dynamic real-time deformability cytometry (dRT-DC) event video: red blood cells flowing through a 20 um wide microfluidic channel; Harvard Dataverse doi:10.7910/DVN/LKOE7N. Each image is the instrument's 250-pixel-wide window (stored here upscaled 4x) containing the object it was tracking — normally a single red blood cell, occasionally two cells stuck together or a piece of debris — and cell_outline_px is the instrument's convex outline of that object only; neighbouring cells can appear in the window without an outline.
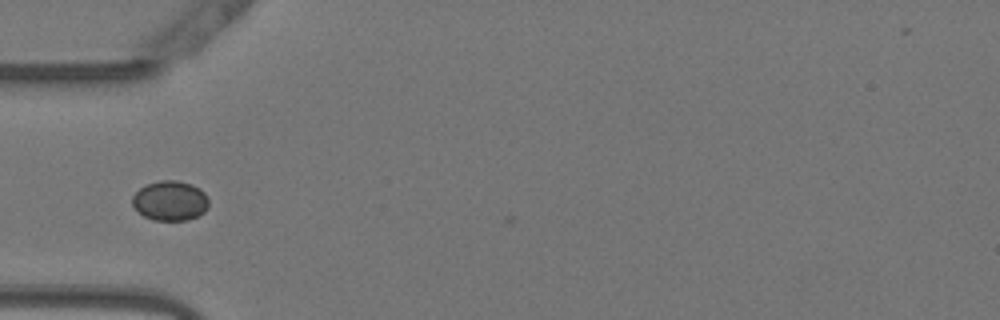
{"species": "Egyptian fruit bat (a non-hibernating species)", "species_latin": "Rousettus aegyptiacus", "temperature_condition": "warm", "stored_images_in_passage": 4, "camera_frame_rate_fps": 3000, "um_per_image_px": 0.085, "animal": {"sex": "female"}, "frame": {"image": 1, "passage_image": 1, "time_ms": 0.0, "image_size_px": [1000, 320], "cell_outline_px": [[208, 208], [204, 212], [188, 220], [152, 220], [136, 212], [132, 204], [132, 196], [140, 188], [148, 184], [160, 180], [176, 180], [192, 184], [200, 188], [208, 196]], "centroid_in_image_um": [14.46, 17.06], "position_along_channel_um": 70.5, "area_um2": 17.92}}